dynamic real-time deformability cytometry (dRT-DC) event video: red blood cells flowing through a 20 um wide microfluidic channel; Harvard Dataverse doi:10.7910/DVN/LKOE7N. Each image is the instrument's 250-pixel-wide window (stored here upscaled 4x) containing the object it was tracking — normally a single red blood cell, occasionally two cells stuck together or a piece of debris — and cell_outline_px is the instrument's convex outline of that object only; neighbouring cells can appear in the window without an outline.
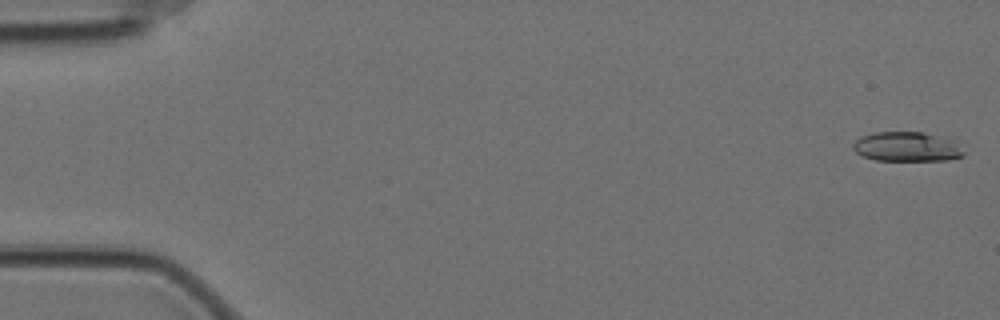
{"species": "Egyptian fruit bat (a non-hibernating species)", "species_latin": "Rousettus aegyptiacus", "temperature_condition": "cold", "stored_images_in_passage": 59, "segment_of_instrument_passage": [1, 2], "camera_frame_rate_fps": 3000, "um_per_image_px": 0.085, "animal": {"sex": "female"}, "frame": {"image": 1, "passage_image": 1, "time_ms": 0.0, "image_size_px": [1000, 320], "cell_outline_px": [[964, 156], [948, 160], [876, 160], [864, 156], [856, 152], [852, 148], [852, 144], [860, 136], [876, 132], [920, 132], [956, 140], [964, 152]], "centroid_in_image_um": [77.1, 12.47], "position_along_channel_um": 7.9, "area_um2": 19.07}}
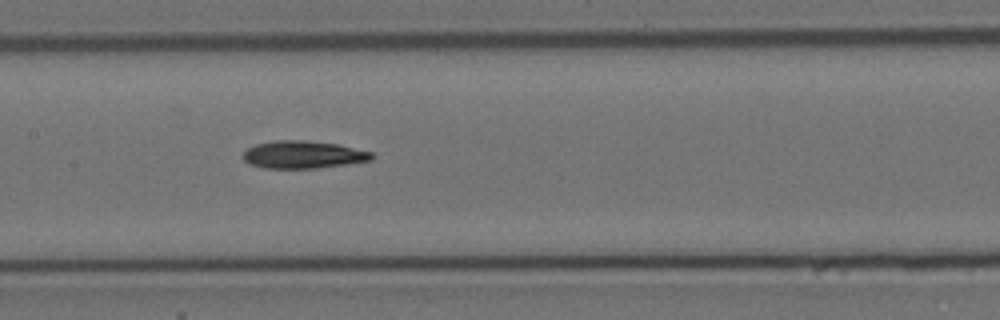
{"frame": {"image": 2, "passage_image": 28, "time_ms": 9.0, "image_size_px": [1000, 320], "cell_outline_px": [[376, 156], [372, 160], [316, 168], [264, 168], [252, 164], [244, 160], [244, 152], [248, 148], [256, 144], [272, 140], [304, 140], [336, 144], [372, 152]], "centroid_in_image_um": [25.78, 13.14], "position_along_channel_um": 181.6, "area_um2": 20.46}}
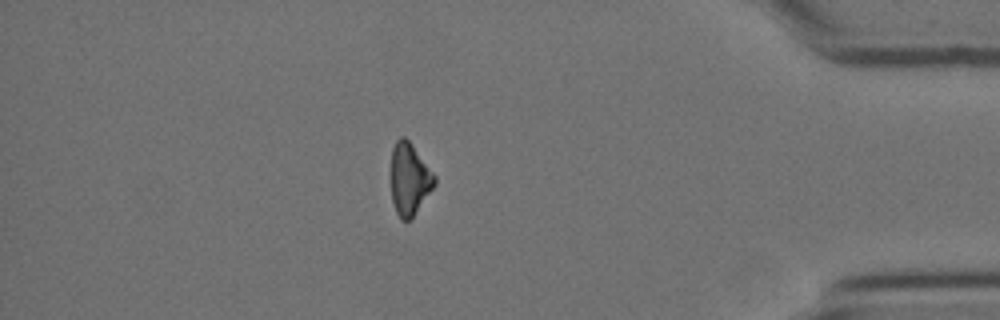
{"frame": {"image": 3, "passage_image": 50, "time_ms": 16.333, "image_size_px": [1000, 320], "cell_outline_px": [[436, 184], [412, 220], [400, 220], [396, 212], [392, 200], [392, 148], [396, 140], [400, 136], [404, 136], [408, 140], [436, 176]], "centroid_in_image_um": [34.82, 15.26], "position_along_channel_um": 400.4, "area_um2": 18.26}}